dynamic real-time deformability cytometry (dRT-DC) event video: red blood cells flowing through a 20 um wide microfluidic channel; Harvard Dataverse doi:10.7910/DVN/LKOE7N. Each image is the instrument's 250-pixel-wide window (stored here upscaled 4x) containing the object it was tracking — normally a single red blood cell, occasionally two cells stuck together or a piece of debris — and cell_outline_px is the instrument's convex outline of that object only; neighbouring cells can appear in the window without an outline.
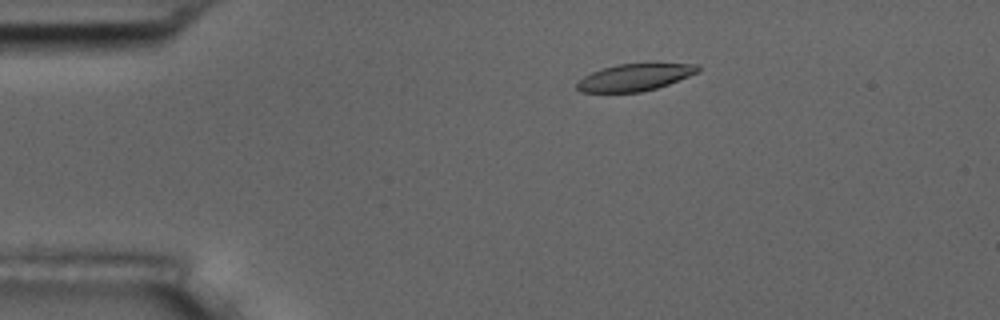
{"species": "common noctule bat (a hibernating species)", "species_latin": "Nyctalus noctula", "temperature_condition": "room temperature", "stored_images_in_passage": 9, "camera_frame_rate_fps": 3000, "um_per_image_px": 0.085, "animal": {"sex": "male", "body_mass_g": 17.5, "forearm_length_mm": 52.3}, "frame": {"image": 1, "passage_image": 4, "time_ms": 3.333, "image_size_px": [1000, 320], "cell_outline_px": [[700, 72], [668, 84], [656, 88], [640, 92], [580, 92], [576, 88], [576, 84], [584, 76], [592, 72], [616, 64], [652, 60], [696, 64], [700, 68]], "centroid_in_image_um": [54.04, 6.51], "position_along_channel_um": 31.0, "area_um2": 19.94}}
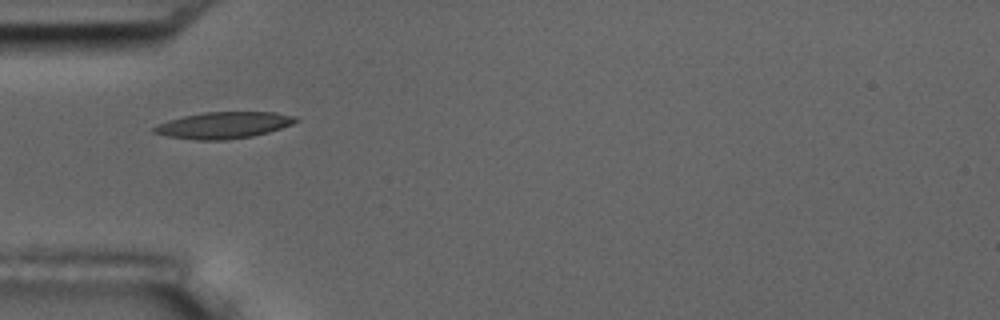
{"frame": {"image": 2, "passage_image": 6, "time_ms": 5.667, "image_size_px": [1000, 320], "cell_outline_px": [[300, 120], [292, 124], [268, 132], [252, 136], [224, 140], [196, 140], [168, 136], [152, 132], [152, 128], [156, 124], [168, 120], [184, 116], [204, 112], [272, 112], [296, 116]], "centroid_in_image_um": [18.99, 10.64], "position_along_channel_um": 66.0, "area_um2": 21.85}}
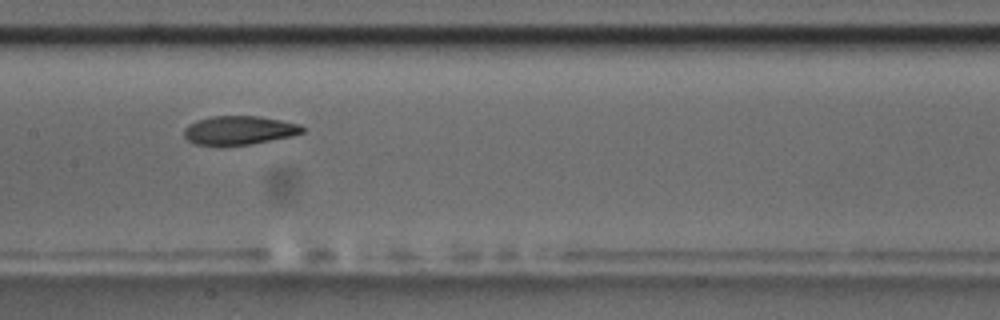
{"frame": {"image": 3, "passage_image": 9, "time_ms": 9.0, "image_size_px": [1000, 320], "cell_outline_px": [[304, 132], [292, 136], [252, 144], [196, 144], [188, 140], [184, 136], [184, 128], [188, 124], [196, 120], [212, 116], [260, 116], [300, 124], [304, 128]], "centroid_in_image_um": [20.34, 11.05], "position_along_channel_um": 187.1, "area_um2": 19.65}}